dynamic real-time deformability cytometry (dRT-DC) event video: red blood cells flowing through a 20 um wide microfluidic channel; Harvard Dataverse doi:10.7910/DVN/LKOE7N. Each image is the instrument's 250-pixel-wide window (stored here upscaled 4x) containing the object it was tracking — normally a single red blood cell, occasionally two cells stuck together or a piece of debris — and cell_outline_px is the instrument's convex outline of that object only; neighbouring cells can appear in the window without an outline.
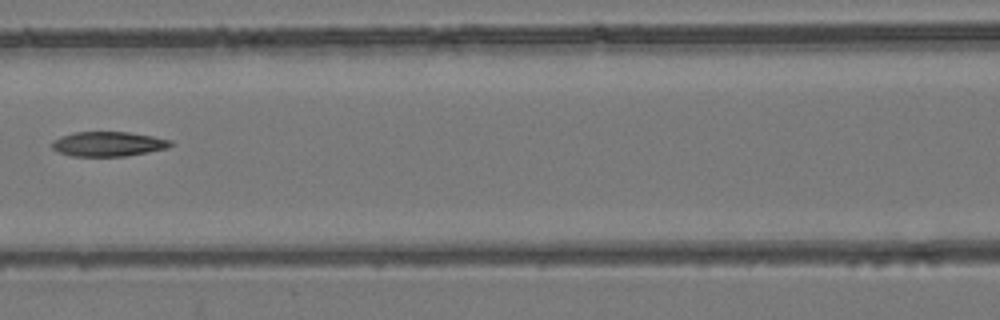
{"species": "common noctule bat (a hibernating species)", "species_latin": "Nyctalus noctula", "temperature_condition": "room temperature", "stored_images_in_passage": 8, "camera_frame_rate_fps": 3000, "um_per_image_px": 0.085, "animal": {"sex": "female", "body_mass_g": 24.6, "forearm_length_mm": 56.2}, "frame": {"image": 1, "passage_image": 8, "time_ms": 8.0, "image_size_px": [1000, 320], "cell_outline_px": [[172, 144], [168, 148], [148, 152], [124, 156], [72, 156], [60, 152], [52, 148], [52, 140], [60, 136], [72, 132], [128, 132], [152, 136], [172, 140]], "centroid_in_image_um": [9.19, 12.23], "position_along_channel_um": 157.4, "area_um2": 17.05}}